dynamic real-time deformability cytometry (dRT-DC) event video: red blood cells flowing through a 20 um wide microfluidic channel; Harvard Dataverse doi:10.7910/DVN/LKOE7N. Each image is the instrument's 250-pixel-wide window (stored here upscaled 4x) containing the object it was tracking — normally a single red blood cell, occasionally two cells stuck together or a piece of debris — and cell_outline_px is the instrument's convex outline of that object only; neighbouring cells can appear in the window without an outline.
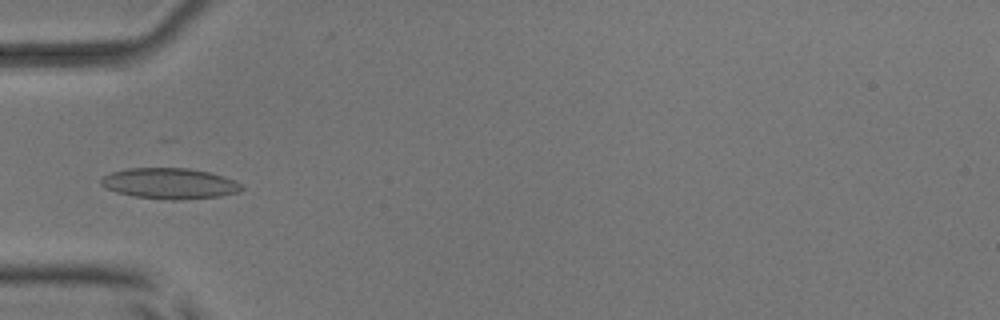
{"species": "common noctule bat (a hibernating species)", "species_latin": "Nyctalus noctula", "temperature_condition": "room temperature", "stored_images_in_passage": 7, "camera_frame_rate_fps": 3000, "um_per_image_px": 0.085, "animal": {"sex": "male", "body_mass_g": 17.9, "forearm_length_mm": 54.2}, "frame": {"image": 1, "passage_image": 6, "time_ms": 6.667, "image_size_px": [1000, 320], "cell_outline_px": [[244, 188], [240, 192], [220, 196], [176, 200], [172, 200], [132, 196], [116, 192], [104, 188], [100, 184], [100, 180], [104, 176], [112, 172], [128, 168], [188, 168], [208, 172], [224, 176], [244, 184]], "centroid_in_image_um": [14.44, 15.6], "position_along_channel_um": 70.6, "area_um2": 25.37}}
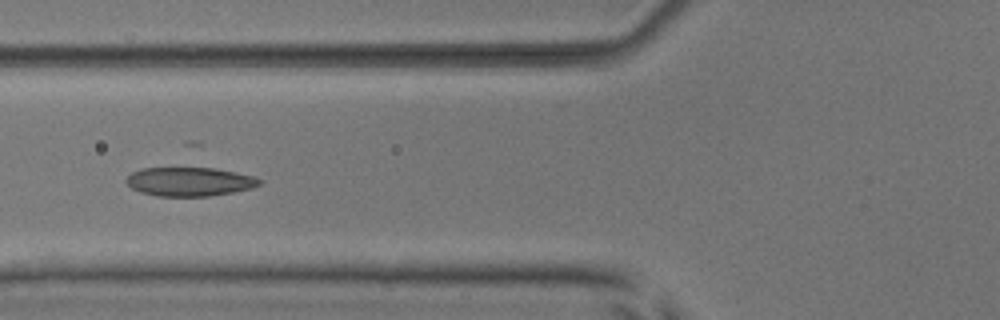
{"frame": {"image": 2, "passage_image": 7, "time_ms": 7.667, "image_size_px": [1000, 320], "cell_outline_px": [[264, 180], [260, 184], [252, 188], [232, 192], [208, 196], [156, 196], [140, 192], [132, 188], [124, 180], [132, 172], [140, 168], [216, 168], [256, 176]], "centroid_in_image_um": [16.13, 15.43], "position_along_channel_um": 109.7, "area_um2": 22.54}}